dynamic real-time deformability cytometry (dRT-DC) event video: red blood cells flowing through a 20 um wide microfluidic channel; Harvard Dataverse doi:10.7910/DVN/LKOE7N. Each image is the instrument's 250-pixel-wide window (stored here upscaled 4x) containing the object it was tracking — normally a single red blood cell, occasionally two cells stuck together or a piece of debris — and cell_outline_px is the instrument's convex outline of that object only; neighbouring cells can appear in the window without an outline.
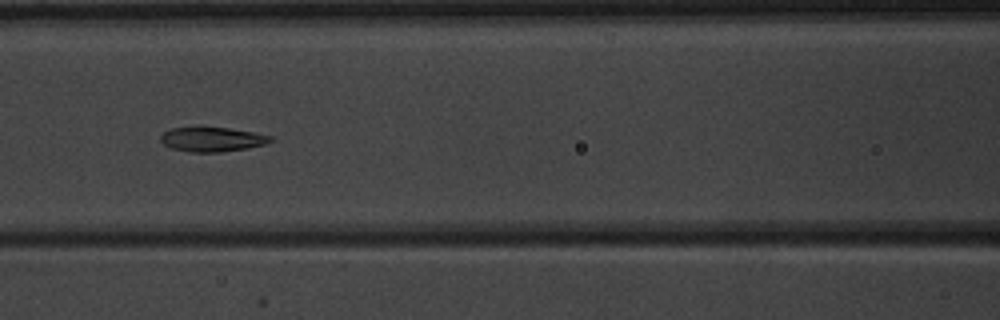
{"species": "common noctule bat (a hibernating species)", "species_latin": "Nyctalus noctula", "temperature_condition": "warm", "stored_images_in_passage": 8, "camera_frame_rate_fps": 3000, "um_per_image_px": 0.085, "animal": {"sex": "male", "body_mass_g": 20.1, "forearm_length_mm": 53.5}, "frame": {"image": 1, "passage_image": 7, "time_ms": 7.667, "image_size_px": [1000, 320], "cell_outline_px": [[272, 140], [264, 144], [248, 148], [220, 152], [188, 152], [172, 148], [164, 144], [160, 140], [160, 136], [164, 132], [172, 128], [200, 124], [228, 128], [252, 132], [272, 136]], "centroid_in_image_um": [17.97, 11.8], "position_along_channel_um": 148.6, "area_um2": 16.18}}
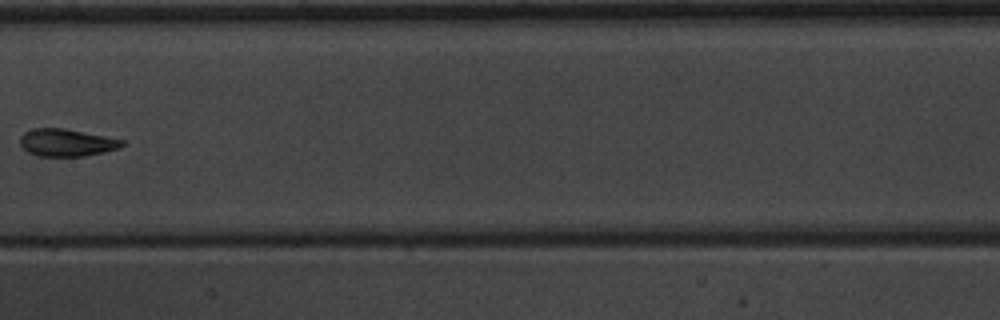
{"frame": {"image": 2, "passage_image": 8, "time_ms": 9.0, "image_size_px": [1000, 320], "cell_outline_px": [[124, 144], [116, 148], [84, 156], [36, 156], [28, 152], [20, 144], [20, 136], [24, 132], [32, 128], [64, 128], [124, 140]], "centroid_in_image_um": [5.59, 12.11], "position_along_channel_um": 201.8, "area_um2": 16.07}}